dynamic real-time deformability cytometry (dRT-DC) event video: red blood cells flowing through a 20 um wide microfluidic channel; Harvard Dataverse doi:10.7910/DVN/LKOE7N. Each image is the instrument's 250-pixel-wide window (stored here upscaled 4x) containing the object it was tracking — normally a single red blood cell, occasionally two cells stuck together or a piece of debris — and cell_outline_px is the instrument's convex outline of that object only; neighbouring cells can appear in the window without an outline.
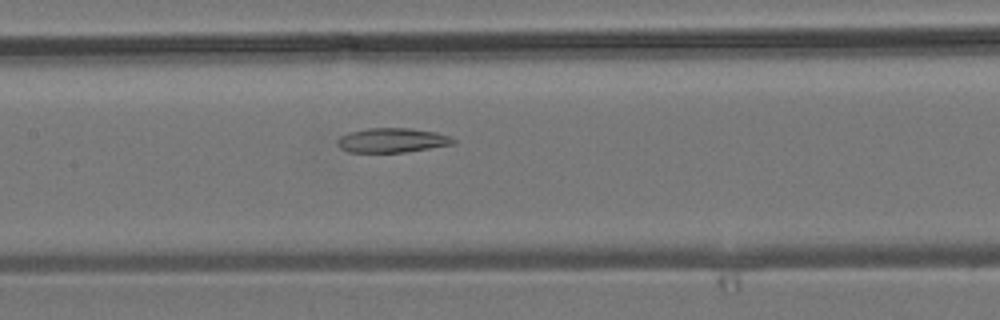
{"species": "common noctule bat (a hibernating species)", "species_latin": "Nyctalus noctula", "temperature_condition": "room temperature", "stored_images_in_passage": 7, "camera_frame_rate_fps": 3000, "um_per_image_px": 0.085, "animal": {"sex": "male", "body_mass_g": 19.2, "forearm_length_mm": 51.8}, "frame": {"image": 1, "passage_image": 7, "time_ms": 11.0, "image_size_px": [1000, 320], "cell_outline_px": [[456, 144], [404, 152], [348, 152], [340, 148], [336, 144], [336, 140], [340, 136], [348, 132], [368, 128], [408, 128], [436, 132], [452, 136], [456, 140]], "centroid_in_image_um": [33.33, 11.92], "position_along_channel_um": 174.1, "area_um2": 16.7}}